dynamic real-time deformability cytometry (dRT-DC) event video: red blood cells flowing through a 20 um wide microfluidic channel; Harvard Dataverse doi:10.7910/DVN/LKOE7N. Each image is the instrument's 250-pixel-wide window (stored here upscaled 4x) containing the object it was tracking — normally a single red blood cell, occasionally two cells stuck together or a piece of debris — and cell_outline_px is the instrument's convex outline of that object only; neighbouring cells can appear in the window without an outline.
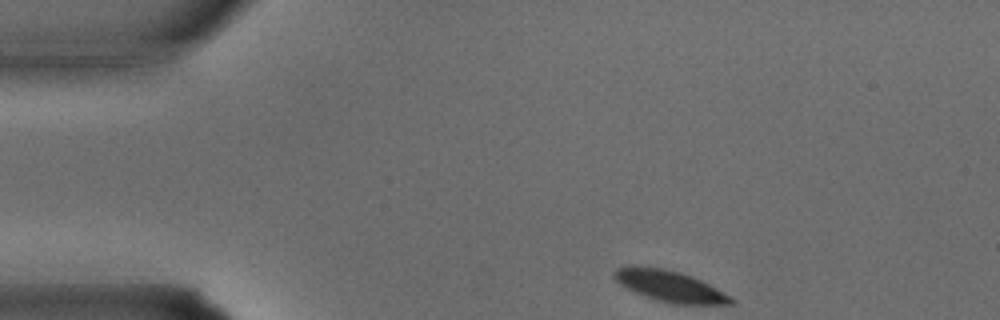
{"species": "common noctule bat (a hibernating species)", "species_latin": "Nyctalus noctula", "temperature_condition": "warm", "stored_images_in_passage": 6, "camera_frame_rate_fps": 3000, "um_per_image_px": 0.085, "animal": {"sex": "male", "body_mass_g": 15.6}, "frame": {"image": 1, "passage_image": 1, "time_ms": 0.0, "image_size_px": [1000, 320], "cell_outline_px": [[736, 300], [732, 304], [672, 304], [656, 300], [636, 292], [620, 284], [612, 276], [612, 272], [616, 268], [664, 268], [680, 272], [692, 276], [716, 288]], "centroid_in_image_um": [56.97, 24.35], "position_along_channel_um": 28.0, "area_um2": 20.58}}